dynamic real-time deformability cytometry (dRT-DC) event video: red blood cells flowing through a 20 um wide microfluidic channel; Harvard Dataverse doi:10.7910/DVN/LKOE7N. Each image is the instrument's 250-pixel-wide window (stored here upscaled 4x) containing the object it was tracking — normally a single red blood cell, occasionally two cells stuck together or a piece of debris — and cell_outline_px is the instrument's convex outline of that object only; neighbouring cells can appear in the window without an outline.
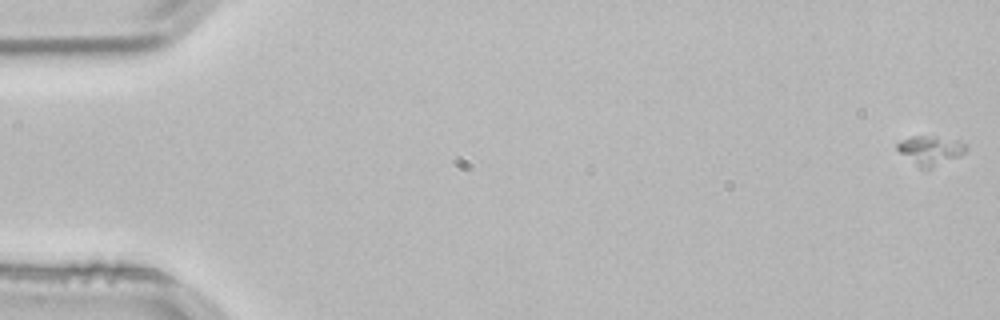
{"species": "common noctule bat (a hibernating species)", "species_latin": "Nyctalus noctula", "temperature_condition": "room temperature", "stored_images_in_passage": 55, "camera_frame_rate_fps": 3000, "um_per_image_px": 0.085, "animal": {"sex": "male", "body_mass_g": 21.5, "forearm_length_mm": 52.0}, "frame": {"image": 1, "passage_image": 1, "time_ms": 0.0, "image_size_px": [1000, 320], "cell_outline_px": [[968, 148], [960, 156], [928, 168], [920, 168], [900, 152], [896, 148], [896, 144], [900, 140], [912, 136], [936, 136], [956, 140], [968, 144]], "centroid_in_image_um": [79.09, 12.74], "position_along_channel_um": 5.9, "area_um2": 11.5}}
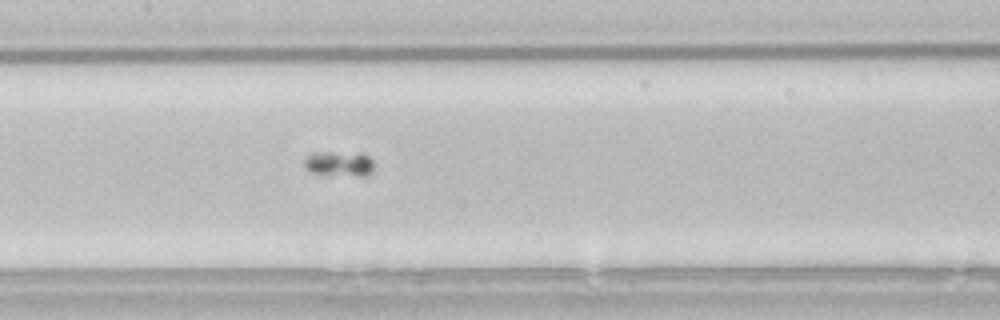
{"frame": {"image": 2, "passage_image": 27, "time_ms": 8.667, "image_size_px": [1000, 320], "cell_outline_px": [[372, 172], [364, 176], [360, 176], [312, 172], [304, 168], [304, 160], [312, 152], [364, 152], [372, 160]], "centroid_in_image_um": [28.85, 13.88], "position_along_channel_um": 178.6, "area_um2": 10.17}}